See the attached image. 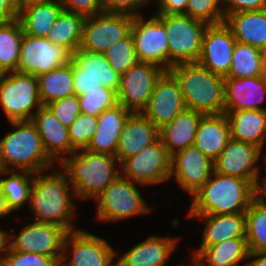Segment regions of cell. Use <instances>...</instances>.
I'll use <instances>...</instances> for the list:
<instances>
[{"label":"cell","mask_w":266,"mask_h":266,"mask_svg":"<svg viewBox=\"0 0 266 266\" xmlns=\"http://www.w3.org/2000/svg\"><path fill=\"white\" fill-rule=\"evenodd\" d=\"M155 15L164 24L168 36L169 69L176 64L197 62L208 24L187 15Z\"/></svg>","instance_id":"6"},{"label":"cell","mask_w":266,"mask_h":266,"mask_svg":"<svg viewBox=\"0 0 266 266\" xmlns=\"http://www.w3.org/2000/svg\"><path fill=\"white\" fill-rule=\"evenodd\" d=\"M38 92L42 105L75 94L73 66L66 65L37 76Z\"/></svg>","instance_id":"33"},{"label":"cell","mask_w":266,"mask_h":266,"mask_svg":"<svg viewBox=\"0 0 266 266\" xmlns=\"http://www.w3.org/2000/svg\"><path fill=\"white\" fill-rule=\"evenodd\" d=\"M159 138V129L142 113L129 115L123 126L116 157L119 164L128 157L134 156Z\"/></svg>","instance_id":"23"},{"label":"cell","mask_w":266,"mask_h":266,"mask_svg":"<svg viewBox=\"0 0 266 266\" xmlns=\"http://www.w3.org/2000/svg\"><path fill=\"white\" fill-rule=\"evenodd\" d=\"M255 187L245 179L215 171L191 197L188 215L245 213L254 196Z\"/></svg>","instance_id":"2"},{"label":"cell","mask_w":266,"mask_h":266,"mask_svg":"<svg viewBox=\"0 0 266 266\" xmlns=\"http://www.w3.org/2000/svg\"><path fill=\"white\" fill-rule=\"evenodd\" d=\"M197 219L203 218L205 228L203 229L201 245L197 251L192 253L195 259L206 247L220 244L230 238H246V215L237 214H208L188 215Z\"/></svg>","instance_id":"24"},{"label":"cell","mask_w":266,"mask_h":266,"mask_svg":"<svg viewBox=\"0 0 266 266\" xmlns=\"http://www.w3.org/2000/svg\"><path fill=\"white\" fill-rule=\"evenodd\" d=\"M232 30L224 23L208 25L202 38V50L197 61L212 73L226 77L236 44Z\"/></svg>","instance_id":"19"},{"label":"cell","mask_w":266,"mask_h":266,"mask_svg":"<svg viewBox=\"0 0 266 266\" xmlns=\"http://www.w3.org/2000/svg\"><path fill=\"white\" fill-rule=\"evenodd\" d=\"M248 254L246 238H230L206 247L194 261L198 266H237L243 260L246 261Z\"/></svg>","instance_id":"32"},{"label":"cell","mask_w":266,"mask_h":266,"mask_svg":"<svg viewBox=\"0 0 266 266\" xmlns=\"http://www.w3.org/2000/svg\"><path fill=\"white\" fill-rule=\"evenodd\" d=\"M214 172V161L194 145L171 156L170 177L191 196L196 193Z\"/></svg>","instance_id":"18"},{"label":"cell","mask_w":266,"mask_h":266,"mask_svg":"<svg viewBox=\"0 0 266 266\" xmlns=\"http://www.w3.org/2000/svg\"><path fill=\"white\" fill-rule=\"evenodd\" d=\"M203 115L185 109L159 129V137L171 156L194 145L197 127Z\"/></svg>","instance_id":"28"},{"label":"cell","mask_w":266,"mask_h":266,"mask_svg":"<svg viewBox=\"0 0 266 266\" xmlns=\"http://www.w3.org/2000/svg\"><path fill=\"white\" fill-rule=\"evenodd\" d=\"M116 255L118 253L104 238L77 229L64 238L59 266H116Z\"/></svg>","instance_id":"10"},{"label":"cell","mask_w":266,"mask_h":266,"mask_svg":"<svg viewBox=\"0 0 266 266\" xmlns=\"http://www.w3.org/2000/svg\"><path fill=\"white\" fill-rule=\"evenodd\" d=\"M156 0H102L104 12L127 13L134 16L142 14L139 10Z\"/></svg>","instance_id":"45"},{"label":"cell","mask_w":266,"mask_h":266,"mask_svg":"<svg viewBox=\"0 0 266 266\" xmlns=\"http://www.w3.org/2000/svg\"><path fill=\"white\" fill-rule=\"evenodd\" d=\"M2 266H59L47 255L8 250Z\"/></svg>","instance_id":"44"},{"label":"cell","mask_w":266,"mask_h":266,"mask_svg":"<svg viewBox=\"0 0 266 266\" xmlns=\"http://www.w3.org/2000/svg\"><path fill=\"white\" fill-rule=\"evenodd\" d=\"M16 130L0 139L4 170L44 172L55 164L46 154L36 126L30 121H10Z\"/></svg>","instance_id":"5"},{"label":"cell","mask_w":266,"mask_h":266,"mask_svg":"<svg viewBox=\"0 0 266 266\" xmlns=\"http://www.w3.org/2000/svg\"><path fill=\"white\" fill-rule=\"evenodd\" d=\"M72 54L47 38L23 34L17 72L34 75L49 72L70 62Z\"/></svg>","instance_id":"15"},{"label":"cell","mask_w":266,"mask_h":266,"mask_svg":"<svg viewBox=\"0 0 266 266\" xmlns=\"http://www.w3.org/2000/svg\"><path fill=\"white\" fill-rule=\"evenodd\" d=\"M8 248H9V234L7 231L0 229V264L3 263Z\"/></svg>","instance_id":"52"},{"label":"cell","mask_w":266,"mask_h":266,"mask_svg":"<svg viewBox=\"0 0 266 266\" xmlns=\"http://www.w3.org/2000/svg\"><path fill=\"white\" fill-rule=\"evenodd\" d=\"M178 242L179 237L153 235L120 256L115 262L116 266H167Z\"/></svg>","instance_id":"25"},{"label":"cell","mask_w":266,"mask_h":266,"mask_svg":"<svg viewBox=\"0 0 266 266\" xmlns=\"http://www.w3.org/2000/svg\"><path fill=\"white\" fill-rule=\"evenodd\" d=\"M97 117L80 113L69 127V139L76 150L86 149L97 130Z\"/></svg>","instance_id":"42"},{"label":"cell","mask_w":266,"mask_h":266,"mask_svg":"<svg viewBox=\"0 0 266 266\" xmlns=\"http://www.w3.org/2000/svg\"><path fill=\"white\" fill-rule=\"evenodd\" d=\"M60 122L69 128L81 113L79 98L76 94L54 100L47 104Z\"/></svg>","instance_id":"43"},{"label":"cell","mask_w":266,"mask_h":266,"mask_svg":"<svg viewBox=\"0 0 266 266\" xmlns=\"http://www.w3.org/2000/svg\"><path fill=\"white\" fill-rule=\"evenodd\" d=\"M16 172L15 170H4L0 174L8 175L7 178H0V187L11 212L20 210L26 204L29 205L35 174L30 171Z\"/></svg>","instance_id":"36"},{"label":"cell","mask_w":266,"mask_h":266,"mask_svg":"<svg viewBox=\"0 0 266 266\" xmlns=\"http://www.w3.org/2000/svg\"><path fill=\"white\" fill-rule=\"evenodd\" d=\"M4 73L3 71L0 69V79L3 77Z\"/></svg>","instance_id":"55"},{"label":"cell","mask_w":266,"mask_h":266,"mask_svg":"<svg viewBox=\"0 0 266 266\" xmlns=\"http://www.w3.org/2000/svg\"><path fill=\"white\" fill-rule=\"evenodd\" d=\"M134 15L101 12L85 19L79 48L104 53L113 43L131 33Z\"/></svg>","instance_id":"12"},{"label":"cell","mask_w":266,"mask_h":266,"mask_svg":"<svg viewBox=\"0 0 266 266\" xmlns=\"http://www.w3.org/2000/svg\"><path fill=\"white\" fill-rule=\"evenodd\" d=\"M245 215L249 252L266 251V206L254 198Z\"/></svg>","instance_id":"38"},{"label":"cell","mask_w":266,"mask_h":266,"mask_svg":"<svg viewBox=\"0 0 266 266\" xmlns=\"http://www.w3.org/2000/svg\"><path fill=\"white\" fill-rule=\"evenodd\" d=\"M81 113L98 117L104 110L118 104L117 93L107 87L100 86L98 89L78 96Z\"/></svg>","instance_id":"40"},{"label":"cell","mask_w":266,"mask_h":266,"mask_svg":"<svg viewBox=\"0 0 266 266\" xmlns=\"http://www.w3.org/2000/svg\"><path fill=\"white\" fill-rule=\"evenodd\" d=\"M263 158H264V166L266 170V155L265 157L263 156ZM260 181L261 180L258 179L255 185L254 196L257 201H259L262 205L266 206V175L263 179V183L260 184Z\"/></svg>","instance_id":"50"},{"label":"cell","mask_w":266,"mask_h":266,"mask_svg":"<svg viewBox=\"0 0 266 266\" xmlns=\"http://www.w3.org/2000/svg\"><path fill=\"white\" fill-rule=\"evenodd\" d=\"M220 2L225 17L234 12L266 9V0H220Z\"/></svg>","instance_id":"47"},{"label":"cell","mask_w":266,"mask_h":266,"mask_svg":"<svg viewBox=\"0 0 266 266\" xmlns=\"http://www.w3.org/2000/svg\"><path fill=\"white\" fill-rule=\"evenodd\" d=\"M160 66L149 62H138L120 75L117 92L118 104L134 112H142L160 76L165 72Z\"/></svg>","instance_id":"14"},{"label":"cell","mask_w":266,"mask_h":266,"mask_svg":"<svg viewBox=\"0 0 266 266\" xmlns=\"http://www.w3.org/2000/svg\"><path fill=\"white\" fill-rule=\"evenodd\" d=\"M103 54L112 69L120 75L139 62L131 33L113 43Z\"/></svg>","instance_id":"39"},{"label":"cell","mask_w":266,"mask_h":266,"mask_svg":"<svg viewBox=\"0 0 266 266\" xmlns=\"http://www.w3.org/2000/svg\"><path fill=\"white\" fill-rule=\"evenodd\" d=\"M60 170L53 169L46 175L35 173L29 207L34 214V221L55 224L70 232L77 230L72 223L77 210L72 199L76 195L68 175Z\"/></svg>","instance_id":"1"},{"label":"cell","mask_w":266,"mask_h":266,"mask_svg":"<svg viewBox=\"0 0 266 266\" xmlns=\"http://www.w3.org/2000/svg\"><path fill=\"white\" fill-rule=\"evenodd\" d=\"M85 19L83 14L62 10L50 28L47 39L72 54L80 46Z\"/></svg>","instance_id":"35"},{"label":"cell","mask_w":266,"mask_h":266,"mask_svg":"<svg viewBox=\"0 0 266 266\" xmlns=\"http://www.w3.org/2000/svg\"><path fill=\"white\" fill-rule=\"evenodd\" d=\"M230 139V125L226 114H208L203 115L199 121L194 146L215 161Z\"/></svg>","instance_id":"27"},{"label":"cell","mask_w":266,"mask_h":266,"mask_svg":"<svg viewBox=\"0 0 266 266\" xmlns=\"http://www.w3.org/2000/svg\"><path fill=\"white\" fill-rule=\"evenodd\" d=\"M262 150L252 144L230 139L214 161L216 173L248 180L254 187L260 179L258 165Z\"/></svg>","instance_id":"17"},{"label":"cell","mask_w":266,"mask_h":266,"mask_svg":"<svg viewBox=\"0 0 266 266\" xmlns=\"http://www.w3.org/2000/svg\"><path fill=\"white\" fill-rule=\"evenodd\" d=\"M10 213H12V212L8 208L6 198L3 195L2 191H1V187H0V219L1 218L4 219L5 216L9 215Z\"/></svg>","instance_id":"53"},{"label":"cell","mask_w":266,"mask_h":266,"mask_svg":"<svg viewBox=\"0 0 266 266\" xmlns=\"http://www.w3.org/2000/svg\"><path fill=\"white\" fill-rule=\"evenodd\" d=\"M62 10L60 0L34 3L21 8L18 19L25 34L47 38L50 28Z\"/></svg>","instance_id":"31"},{"label":"cell","mask_w":266,"mask_h":266,"mask_svg":"<svg viewBox=\"0 0 266 266\" xmlns=\"http://www.w3.org/2000/svg\"><path fill=\"white\" fill-rule=\"evenodd\" d=\"M157 13L165 15H186L188 0H156Z\"/></svg>","instance_id":"48"},{"label":"cell","mask_w":266,"mask_h":266,"mask_svg":"<svg viewBox=\"0 0 266 266\" xmlns=\"http://www.w3.org/2000/svg\"><path fill=\"white\" fill-rule=\"evenodd\" d=\"M168 71L179 83L186 109L204 115L224 113V77L197 62L176 64Z\"/></svg>","instance_id":"3"},{"label":"cell","mask_w":266,"mask_h":266,"mask_svg":"<svg viewBox=\"0 0 266 266\" xmlns=\"http://www.w3.org/2000/svg\"><path fill=\"white\" fill-rule=\"evenodd\" d=\"M131 35L139 62L153 63L169 70L168 36L164 24L155 14L146 20L143 14L134 16Z\"/></svg>","instance_id":"13"},{"label":"cell","mask_w":266,"mask_h":266,"mask_svg":"<svg viewBox=\"0 0 266 266\" xmlns=\"http://www.w3.org/2000/svg\"><path fill=\"white\" fill-rule=\"evenodd\" d=\"M186 15L208 25L225 22L220 0H188Z\"/></svg>","instance_id":"41"},{"label":"cell","mask_w":266,"mask_h":266,"mask_svg":"<svg viewBox=\"0 0 266 266\" xmlns=\"http://www.w3.org/2000/svg\"><path fill=\"white\" fill-rule=\"evenodd\" d=\"M67 233L58 225L34 221L24 225L17 236L9 233L8 250L47 255L59 264Z\"/></svg>","instance_id":"16"},{"label":"cell","mask_w":266,"mask_h":266,"mask_svg":"<svg viewBox=\"0 0 266 266\" xmlns=\"http://www.w3.org/2000/svg\"><path fill=\"white\" fill-rule=\"evenodd\" d=\"M224 113L239 110H266L259 106L266 94V77L225 78Z\"/></svg>","instance_id":"22"},{"label":"cell","mask_w":266,"mask_h":266,"mask_svg":"<svg viewBox=\"0 0 266 266\" xmlns=\"http://www.w3.org/2000/svg\"><path fill=\"white\" fill-rule=\"evenodd\" d=\"M31 122L36 126L43 148L48 157L59 165L76 149L69 139V128L65 127L47 105H42L33 115Z\"/></svg>","instance_id":"21"},{"label":"cell","mask_w":266,"mask_h":266,"mask_svg":"<svg viewBox=\"0 0 266 266\" xmlns=\"http://www.w3.org/2000/svg\"><path fill=\"white\" fill-rule=\"evenodd\" d=\"M185 109L178 81L169 71H165L157 80L142 113L160 129Z\"/></svg>","instance_id":"20"},{"label":"cell","mask_w":266,"mask_h":266,"mask_svg":"<svg viewBox=\"0 0 266 266\" xmlns=\"http://www.w3.org/2000/svg\"><path fill=\"white\" fill-rule=\"evenodd\" d=\"M266 53L259 48L236 42L228 75L224 78L265 76Z\"/></svg>","instance_id":"34"},{"label":"cell","mask_w":266,"mask_h":266,"mask_svg":"<svg viewBox=\"0 0 266 266\" xmlns=\"http://www.w3.org/2000/svg\"><path fill=\"white\" fill-rule=\"evenodd\" d=\"M250 262L245 263V266H266V251L262 252H249L248 259Z\"/></svg>","instance_id":"51"},{"label":"cell","mask_w":266,"mask_h":266,"mask_svg":"<svg viewBox=\"0 0 266 266\" xmlns=\"http://www.w3.org/2000/svg\"><path fill=\"white\" fill-rule=\"evenodd\" d=\"M73 86L75 94L82 96L103 86L116 93L120 86V74L115 72L103 53H93L78 48L72 53Z\"/></svg>","instance_id":"9"},{"label":"cell","mask_w":266,"mask_h":266,"mask_svg":"<svg viewBox=\"0 0 266 266\" xmlns=\"http://www.w3.org/2000/svg\"><path fill=\"white\" fill-rule=\"evenodd\" d=\"M23 34L19 19L0 22V69L3 73L17 71Z\"/></svg>","instance_id":"37"},{"label":"cell","mask_w":266,"mask_h":266,"mask_svg":"<svg viewBox=\"0 0 266 266\" xmlns=\"http://www.w3.org/2000/svg\"><path fill=\"white\" fill-rule=\"evenodd\" d=\"M63 10L93 16L104 12L102 0H60Z\"/></svg>","instance_id":"46"},{"label":"cell","mask_w":266,"mask_h":266,"mask_svg":"<svg viewBox=\"0 0 266 266\" xmlns=\"http://www.w3.org/2000/svg\"><path fill=\"white\" fill-rule=\"evenodd\" d=\"M225 24L232 30L237 42L266 53V9L228 14Z\"/></svg>","instance_id":"29"},{"label":"cell","mask_w":266,"mask_h":266,"mask_svg":"<svg viewBox=\"0 0 266 266\" xmlns=\"http://www.w3.org/2000/svg\"><path fill=\"white\" fill-rule=\"evenodd\" d=\"M120 165L122 177L142 186L162 183L171 178V155L160 137L138 154L125 158Z\"/></svg>","instance_id":"11"},{"label":"cell","mask_w":266,"mask_h":266,"mask_svg":"<svg viewBox=\"0 0 266 266\" xmlns=\"http://www.w3.org/2000/svg\"><path fill=\"white\" fill-rule=\"evenodd\" d=\"M231 138L263 150L266 138V110H239L225 113Z\"/></svg>","instance_id":"30"},{"label":"cell","mask_w":266,"mask_h":266,"mask_svg":"<svg viewBox=\"0 0 266 266\" xmlns=\"http://www.w3.org/2000/svg\"><path fill=\"white\" fill-rule=\"evenodd\" d=\"M0 106L9 122L30 121L42 106L37 77L17 71L4 73L0 79Z\"/></svg>","instance_id":"7"},{"label":"cell","mask_w":266,"mask_h":266,"mask_svg":"<svg viewBox=\"0 0 266 266\" xmlns=\"http://www.w3.org/2000/svg\"><path fill=\"white\" fill-rule=\"evenodd\" d=\"M142 185L119 175L96 198L97 220L117 222L151 211L134 185Z\"/></svg>","instance_id":"8"},{"label":"cell","mask_w":266,"mask_h":266,"mask_svg":"<svg viewBox=\"0 0 266 266\" xmlns=\"http://www.w3.org/2000/svg\"><path fill=\"white\" fill-rule=\"evenodd\" d=\"M118 163L115 156L80 149L59 166L68 175L76 197L86 200L95 199L120 175Z\"/></svg>","instance_id":"4"},{"label":"cell","mask_w":266,"mask_h":266,"mask_svg":"<svg viewBox=\"0 0 266 266\" xmlns=\"http://www.w3.org/2000/svg\"><path fill=\"white\" fill-rule=\"evenodd\" d=\"M52 0H16L18 9L20 10L21 8L30 5V4H34V3H46Z\"/></svg>","instance_id":"54"},{"label":"cell","mask_w":266,"mask_h":266,"mask_svg":"<svg viewBox=\"0 0 266 266\" xmlns=\"http://www.w3.org/2000/svg\"><path fill=\"white\" fill-rule=\"evenodd\" d=\"M19 18L16 0H0V20L13 21Z\"/></svg>","instance_id":"49"},{"label":"cell","mask_w":266,"mask_h":266,"mask_svg":"<svg viewBox=\"0 0 266 266\" xmlns=\"http://www.w3.org/2000/svg\"><path fill=\"white\" fill-rule=\"evenodd\" d=\"M132 112L120 104L104 110L98 117V127L86 150L116 157L119 138L125 121Z\"/></svg>","instance_id":"26"},{"label":"cell","mask_w":266,"mask_h":266,"mask_svg":"<svg viewBox=\"0 0 266 266\" xmlns=\"http://www.w3.org/2000/svg\"><path fill=\"white\" fill-rule=\"evenodd\" d=\"M192 262H193L192 266H195V261L193 259H192ZM179 266H184V265L180 264Z\"/></svg>","instance_id":"56"}]
</instances>
